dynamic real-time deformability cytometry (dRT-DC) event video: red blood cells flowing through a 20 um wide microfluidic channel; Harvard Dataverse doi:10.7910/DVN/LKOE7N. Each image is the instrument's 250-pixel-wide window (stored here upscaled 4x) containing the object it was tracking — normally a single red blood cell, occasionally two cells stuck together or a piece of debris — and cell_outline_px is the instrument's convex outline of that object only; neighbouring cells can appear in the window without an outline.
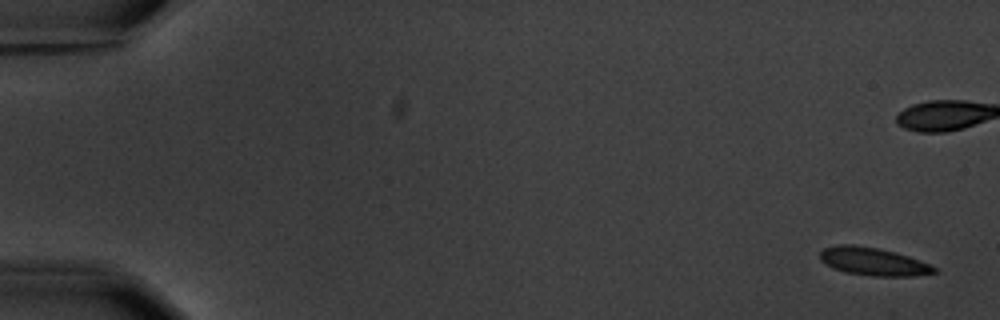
{"species": "common noctule bat (a hibernating species)", "species_latin": "Nyctalus noctula", "temperature_condition": "warm", "stored_images_in_passage": 6, "camera_frame_rate_fps": 3000, "um_per_image_px": 0.085, "animal": {"sex": "male", "body_mass_g": 20.1, "forearm_length_mm": 53.5}, "frame": {"image": 1, "passage_image": 1, "time_ms": 0.0, "image_size_px": [1000, 320], "cell_outline_px": [[940, 272], [916, 276], [872, 276], [844, 272], [832, 268], [820, 260], [820, 252], [824, 248], [836, 244], [856, 244], [880, 248], [896, 252], [920, 260], [936, 268]], "centroid_in_image_um": [74.22, 22.22], "position_along_channel_um": 10.8, "area_um2": 18.9}}